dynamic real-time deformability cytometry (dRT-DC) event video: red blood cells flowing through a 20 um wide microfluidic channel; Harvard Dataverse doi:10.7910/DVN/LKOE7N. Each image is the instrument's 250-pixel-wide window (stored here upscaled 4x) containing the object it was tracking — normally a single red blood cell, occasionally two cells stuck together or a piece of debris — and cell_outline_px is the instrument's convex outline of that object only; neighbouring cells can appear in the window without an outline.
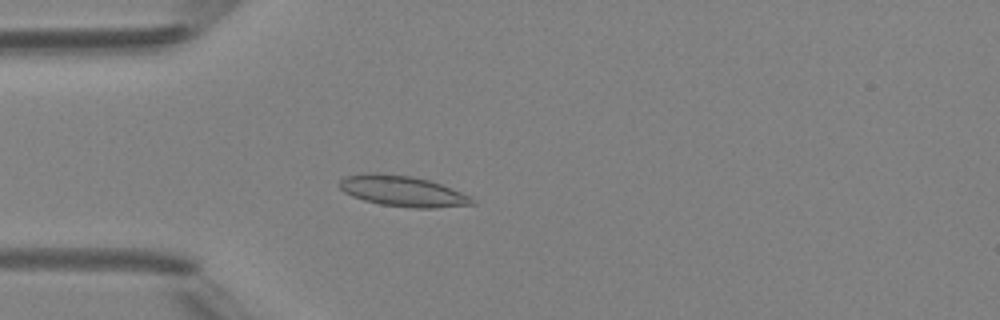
{"species": "Egyptian fruit bat (a non-hibernating species)", "species_latin": "Rousettus aegyptiacus", "temperature_condition": "room temperature", "stored_images_in_passage": 3, "camera_frame_rate_fps": 3000, "um_per_image_px": 0.085, "animal": {"sex": "female"}, "frame": {"image": 1, "passage_image": 3, "time_ms": 2.333, "image_size_px": [1000, 320], "cell_outline_px": [[476, 204], [436, 208], [416, 208], [380, 204], [364, 200], [352, 196], [344, 192], [340, 188], [340, 180], [344, 176], [364, 172], [376, 172], [412, 176], [428, 180], [452, 188], [472, 196], [476, 200]], "centroid_in_image_um": [34.24, 16.24], "position_along_channel_um": 50.8, "area_um2": 23.99}}